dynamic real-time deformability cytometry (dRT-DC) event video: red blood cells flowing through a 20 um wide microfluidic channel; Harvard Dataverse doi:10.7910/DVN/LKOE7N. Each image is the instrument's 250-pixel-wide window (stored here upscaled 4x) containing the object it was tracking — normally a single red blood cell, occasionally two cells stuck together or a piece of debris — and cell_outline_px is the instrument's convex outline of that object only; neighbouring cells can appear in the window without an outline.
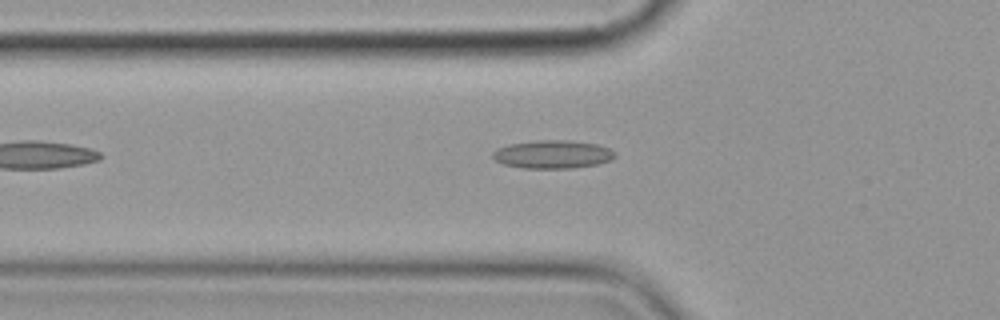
{"species": "common noctule bat (a hibernating species)", "species_latin": "Nyctalus noctula", "temperature_condition": "cold", "stored_images_in_passage": 3, "camera_frame_rate_fps": 3000, "um_per_image_px": 0.085, "animal": {"sex": "female", "body_mass_g": 19.9}, "frame": {"image": 1, "passage_image": 2, "time_ms": 1.333, "image_size_px": [1000, 320], "cell_outline_px": [[616, 156], [612, 160], [596, 164], [572, 168], [524, 168], [504, 164], [496, 160], [492, 156], [492, 152], [496, 148], [508, 144], [536, 140], [568, 140], [596, 144], [608, 148], [616, 152]], "centroid_in_image_um": [46.97, 13.11], "position_along_channel_um": 78.8, "area_um2": 20.11}}
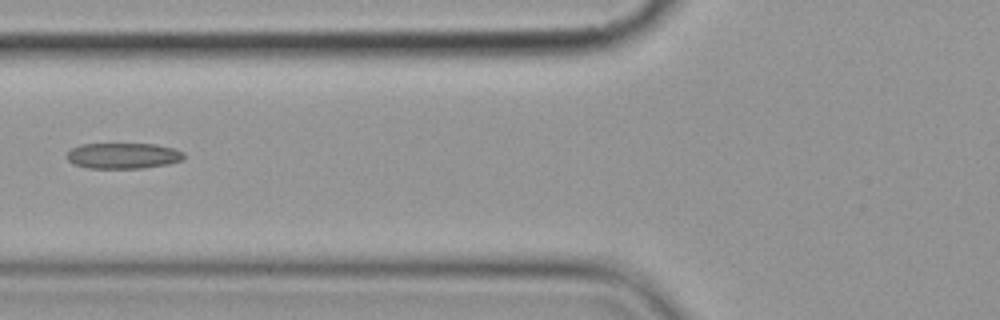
{"frame": {"image": 2, "passage_image": 3, "time_ms": 2.333, "image_size_px": [1000, 320], "cell_outline_px": [[184, 156], [180, 160], [168, 164], [144, 168], [88, 168], [76, 164], [68, 160], [68, 152], [72, 148], [80, 144], [156, 144], [172, 148], [184, 152]], "centroid_in_image_um": [10.48, 13.23], "position_along_channel_um": 115.3, "area_um2": 17.4}}